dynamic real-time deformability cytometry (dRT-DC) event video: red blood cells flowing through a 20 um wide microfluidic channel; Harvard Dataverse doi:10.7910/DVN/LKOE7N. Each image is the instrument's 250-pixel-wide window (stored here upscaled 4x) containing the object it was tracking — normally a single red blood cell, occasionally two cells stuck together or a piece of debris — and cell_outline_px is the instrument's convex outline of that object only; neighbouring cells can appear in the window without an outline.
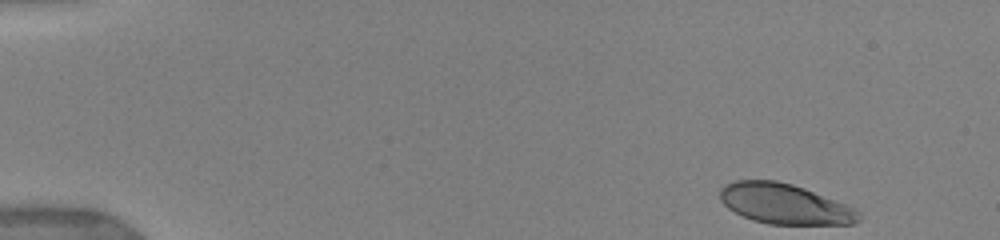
{"species": "human", "species_latin": "Homo sapiens", "temperature_condition": "warm", "stored_images_in_passage": 29, "camera_frame_rate_fps": 3000, "um_per_image_px": 0.085, "donor": {"sex": "female"}, "frame": {"image": 1, "passage_image": 1, "time_ms": 0.0, "image_size_px": [1000, 240], "cell_outline_px": [[860, 220], [856, 224], [768, 224], [752, 220], [728, 208], [720, 200], [720, 188], [736, 180], [776, 180], [792, 184], [804, 188], [844, 204], [860, 212]], "centroid_in_image_um": [66.68, 17.34], "position_along_channel_um": 18.3, "area_um2": 32.25}}
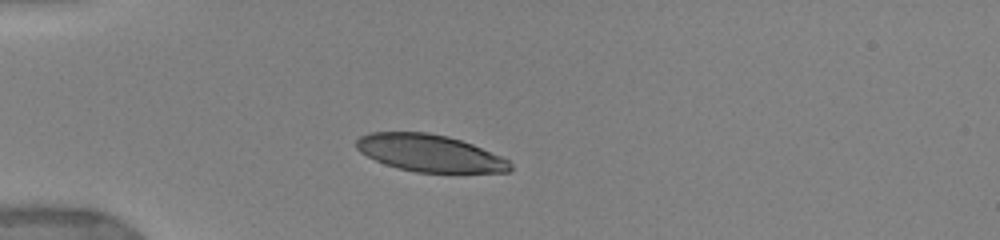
{"frame": {"image": 2, "passage_image": 23, "time_ms": 3.333, "image_size_px": [1000, 240], "cell_outline_px": [[512, 168], [508, 172], [416, 172], [396, 168], [384, 164], [360, 152], [356, 148], [356, 140], [360, 136], [368, 132], [428, 132], [448, 136], [472, 144], [500, 156], [508, 160], [512, 164]], "centroid_in_image_um": [36.49, 13.01], "position_along_channel_um": 48.5, "area_um2": 33.18}}